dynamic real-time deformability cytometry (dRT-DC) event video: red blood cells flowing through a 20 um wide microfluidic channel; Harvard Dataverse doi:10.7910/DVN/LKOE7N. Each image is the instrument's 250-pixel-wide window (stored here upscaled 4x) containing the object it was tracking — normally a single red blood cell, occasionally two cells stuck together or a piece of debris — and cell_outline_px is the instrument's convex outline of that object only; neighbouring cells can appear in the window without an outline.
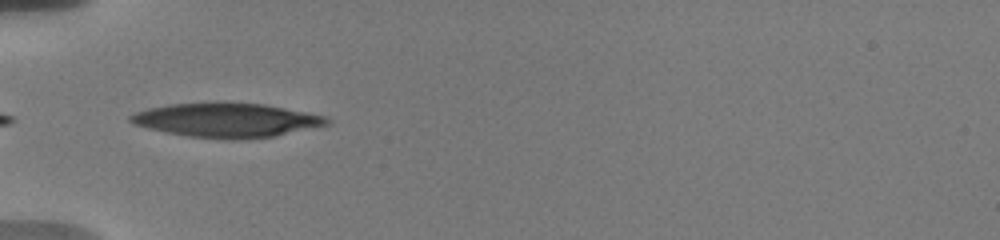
{"species": "human", "species_latin": "Homo sapiens", "temperature_condition": "warm", "stored_images_in_passage": 36, "camera_frame_rate_fps": 3000, "um_per_image_px": 0.085, "donor": {"sex": "male"}, "frame": {"image": 1, "passage_image": 1, "time_ms": 0.0, "image_size_px": [1000, 240], "cell_outline_px": [[332, 120], [328, 124], [276, 136], [232, 140], [188, 136], [148, 128], [132, 124], [128, 120], [128, 116], [136, 112], [148, 108], [168, 104], [216, 100], [264, 104], [328, 116]], "centroid_in_image_um": [19.24, 10.18], "position_along_channel_um": 65.8, "area_um2": 39.88}}
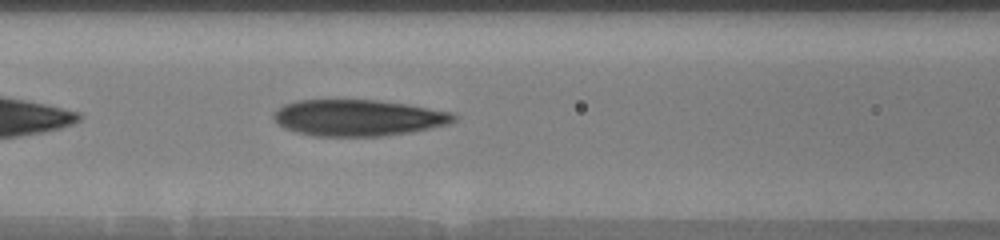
{"frame": {"image": 2, "passage_image": 7, "time_ms": 2.0, "image_size_px": [1000, 240], "cell_outline_px": [[456, 120], [448, 124], [412, 132], [380, 136], [312, 136], [296, 132], [284, 128], [276, 124], [272, 116], [272, 112], [276, 108], [284, 104], [296, 100], [380, 100], [408, 104], [452, 112], [456, 116]], "centroid_in_image_um": [30.39, 10.01], "position_along_channel_um": 136.2, "area_um2": 38.55}}
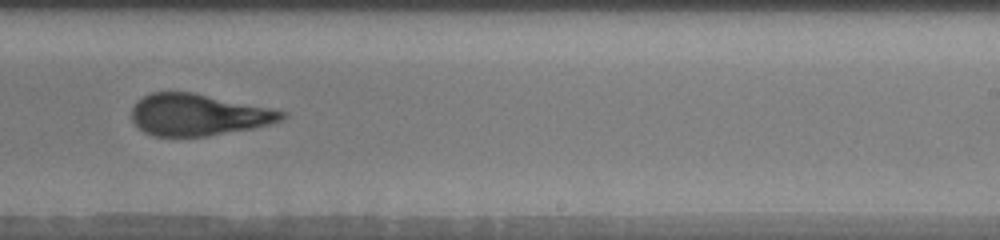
{"frame": {"image": 3, "passage_image": 18, "time_ms": 5.667, "image_size_px": [1000, 240], "cell_outline_px": [[288, 116], [284, 120], [272, 124], [252, 128], [208, 136], [152, 136], [144, 132], [132, 120], [132, 108], [136, 100], [152, 92], [192, 92], [288, 112]], "centroid_in_image_um": [16.86, 9.76], "position_along_channel_um": 272.1, "area_um2": 36.41}, "authors_computed_cell_mechanics": {"area_um2": 37.281, "velocity_mm_per_s": 3.7157, "shape_relaxation_time_tau1_ms": 6.0974, "shape_relaxation_time_tau2_ms": 1.683, "deformation_change_tau1": 0.2243, "deformation_change_tau2": 0.1107}}